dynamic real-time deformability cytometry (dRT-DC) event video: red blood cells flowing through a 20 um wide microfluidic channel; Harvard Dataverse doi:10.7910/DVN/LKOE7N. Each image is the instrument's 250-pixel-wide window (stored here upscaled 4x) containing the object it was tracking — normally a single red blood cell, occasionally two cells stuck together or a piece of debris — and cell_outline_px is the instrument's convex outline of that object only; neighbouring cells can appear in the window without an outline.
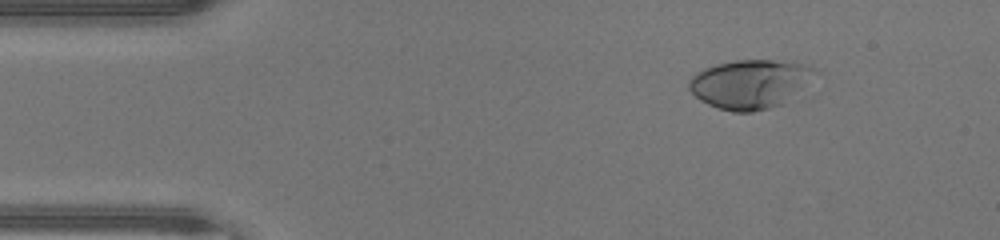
{"species": "human", "species_latin": "Homo sapiens", "temperature_condition": "warm", "stored_images_in_passage": 42, "camera_frame_rate_fps": 3000, "um_per_image_px": 0.085, "donor": {"sex": "male"}, "frame": {"image": 1, "passage_image": 1, "time_ms": 0.0, "image_size_px": [1000, 240], "cell_outline_px": [[816, 72], [784, 104], [752, 112], [732, 112], [708, 104], [700, 100], [688, 88], [688, 80], [696, 72], [704, 68], [716, 64], [736, 60], [772, 60], [804, 64], [812, 68]], "centroid_in_image_um": [63.68, 7.14], "position_along_channel_um": 21.3, "area_um2": 35.37}}
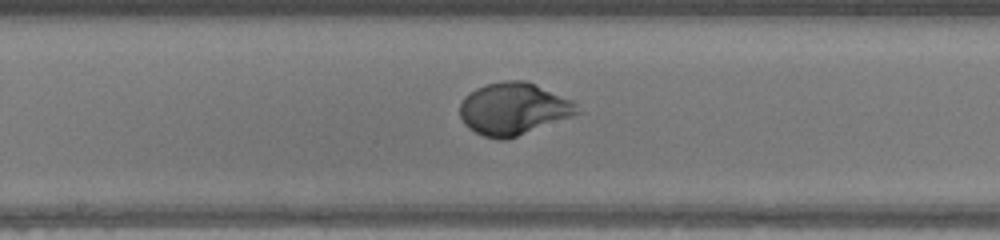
{"frame": {"image": 2, "passage_image": 19, "time_ms": 6.0, "image_size_px": [1000, 240], "cell_outline_px": [[584, 112], [516, 136], [504, 140], [500, 140], [484, 136], [468, 128], [464, 124], [460, 116], [460, 104], [464, 96], [468, 92], [476, 88], [488, 84], [504, 80], [528, 80], [572, 100]], "centroid_in_image_um": [43.65, 9.23], "position_along_channel_um": 204.5, "area_um2": 35.84}}
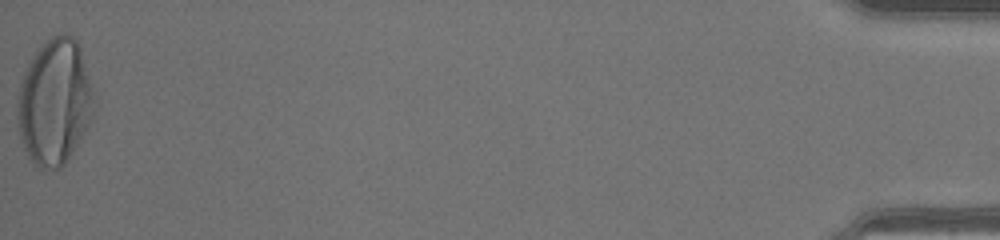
{"frame": {"image": 3, "passage_image": 42, "time_ms": 13.667, "image_size_px": [1000, 240], "cell_outline_px": [[96, 104], [92, 116], [88, 124], [68, 160], [60, 168], [40, 168], [32, 164], [24, 148], [20, 136], [16, 108], [20, 84], [24, 72], [28, 64], [36, 52], [52, 36], [60, 32], [72, 36], [76, 40], [80, 48], [96, 96]], "centroid_in_image_um": [4.65, 8.68], "position_along_channel_um": 430.5, "area_um2": 56.12}, "authors_computed_cell_mechanics": {"area_um2": 35.0846, "velocity_mm_per_s": 4.384, "shape_relaxation_time_tau1_ms": 2.7527, "shape_relaxation_time_tau2_ms": null, "deformation_change_tau1": 0.2397, "deformation_change_tau2": null}}